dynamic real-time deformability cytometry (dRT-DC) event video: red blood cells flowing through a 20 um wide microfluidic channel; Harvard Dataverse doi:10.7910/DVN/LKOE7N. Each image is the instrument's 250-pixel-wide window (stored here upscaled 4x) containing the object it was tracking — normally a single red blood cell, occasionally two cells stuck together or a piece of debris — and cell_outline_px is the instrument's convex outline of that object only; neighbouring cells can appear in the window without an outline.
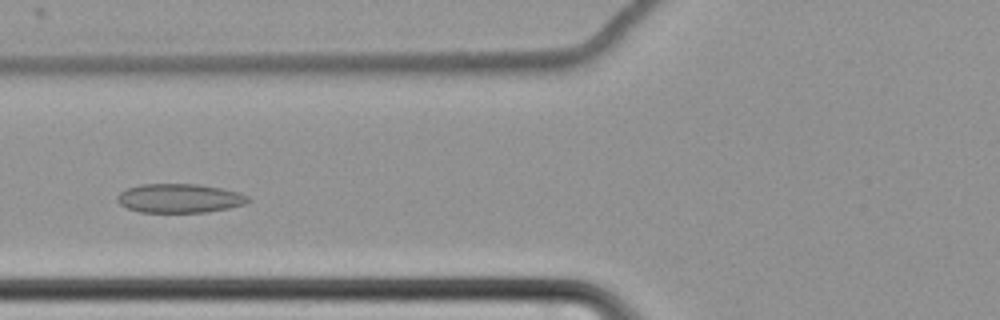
{"species": "common noctule bat (a hibernating species)", "species_latin": "Nyctalus noctula", "temperature_condition": "cold", "stored_images_in_passage": 57, "camera_frame_rate_fps": 3000, "um_per_image_px": 0.085, "animal": {"sex": "female", "body_mass_g": 22.7, "forearm_length_mm": 54.2}, "frame": {"image": 1, "passage_image": 21, "time_ms": 6.667, "image_size_px": [1000, 320], "cell_outline_px": [[252, 200], [244, 204], [228, 208], [208, 212], [140, 212], [128, 208], [120, 204], [116, 200], [116, 196], [120, 192], [128, 188], [140, 184], [200, 184], [220, 188], [236, 192], [248, 196]], "centroid_in_image_um": [15.24, 16.85], "position_along_channel_um": 110.6, "area_um2": 22.08}}
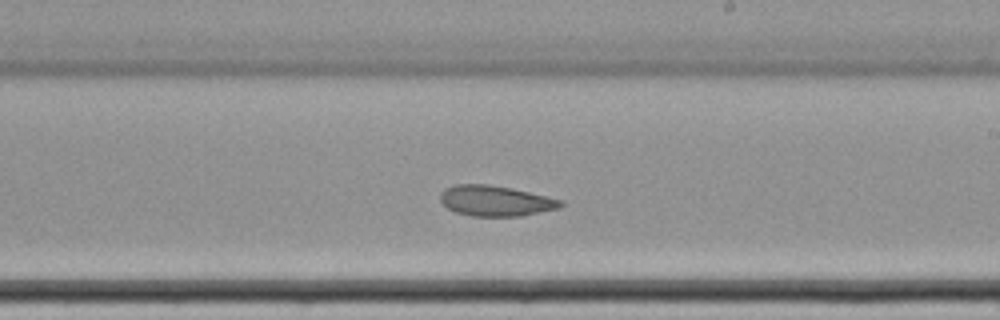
{"frame": {"image": 2, "passage_image": 33, "time_ms": 10.667, "image_size_px": [1000, 320], "cell_outline_px": [[564, 204], [560, 208], [520, 216], [472, 216], [456, 212], [448, 208], [440, 200], [440, 192], [444, 188], [456, 184], [488, 184], [512, 188], [564, 200]], "centroid_in_image_um": [42.13, 17.06], "position_along_channel_um": 246.9, "area_um2": 21.5}}
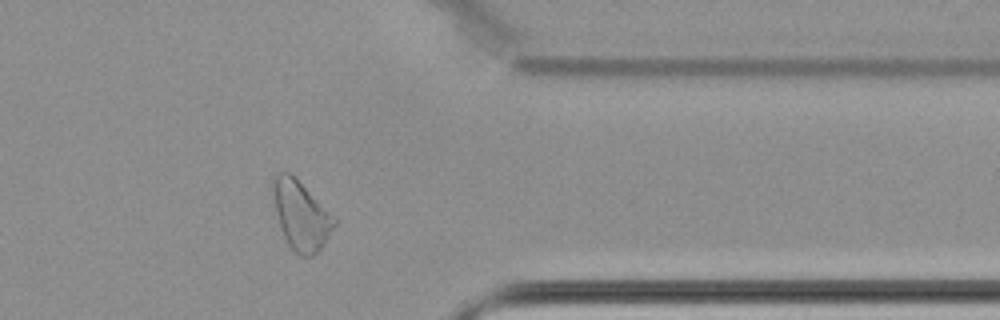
{"frame": {"image": 3, "passage_image": 46, "time_ms": 15.0, "image_size_px": [1000, 320], "cell_outline_px": [[336, 224], [324, 244], [312, 256], [304, 256], [296, 252], [288, 244], [280, 228], [268, 188], [272, 176], [276, 172], [292, 172], [336, 216]], "centroid_in_image_um": [25.53, 18.19], "position_along_channel_um": 385.9, "area_um2": 25.61}, "authors_computed_cell_mechanics": {"area_um2": 23.987, "velocity_mm_per_s": 3.4107, "shape_relaxation_time_tau1_ms": null, "shape_relaxation_time_tau2_ms": 4.7832, "deformation_change_tau1": null, "deformation_change_tau2": 0.0994}}